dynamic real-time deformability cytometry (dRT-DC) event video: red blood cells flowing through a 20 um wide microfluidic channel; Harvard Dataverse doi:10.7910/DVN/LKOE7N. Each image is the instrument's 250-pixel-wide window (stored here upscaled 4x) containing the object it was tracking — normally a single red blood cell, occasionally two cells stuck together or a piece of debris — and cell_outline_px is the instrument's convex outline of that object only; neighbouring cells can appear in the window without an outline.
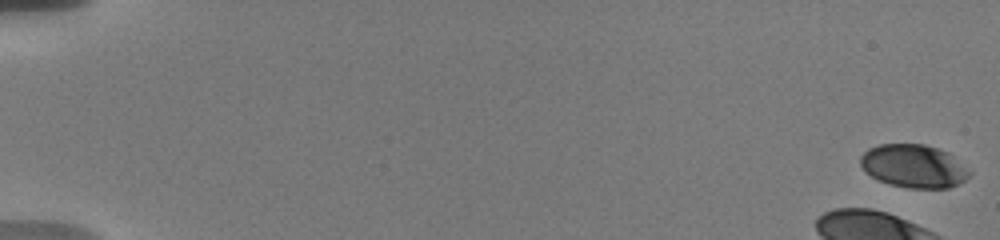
{"species": "human", "species_latin": "Homo sapiens", "temperature_condition": "warm", "stored_images_in_passage": 7, "camera_frame_rate_fps": 3000, "um_per_image_px": 0.085, "donor": {"sex": "male"}, "frame": {"image": 1, "passage_image": 1, "time_ms": 0.0, "image_size_px": [1000, 240], "cell_outline_px": [[972, 172], [964, 180], [948, 188], [908, 188], [888, 184], [864, 172], [860, 164], [860, 156], [868, 148], [880, 144], [924, 144], [948, 152]], "centroid_in_image_um": [77.63, 14.12], "position_along_channel_um": 7.4, "area_um2": 27.4}}